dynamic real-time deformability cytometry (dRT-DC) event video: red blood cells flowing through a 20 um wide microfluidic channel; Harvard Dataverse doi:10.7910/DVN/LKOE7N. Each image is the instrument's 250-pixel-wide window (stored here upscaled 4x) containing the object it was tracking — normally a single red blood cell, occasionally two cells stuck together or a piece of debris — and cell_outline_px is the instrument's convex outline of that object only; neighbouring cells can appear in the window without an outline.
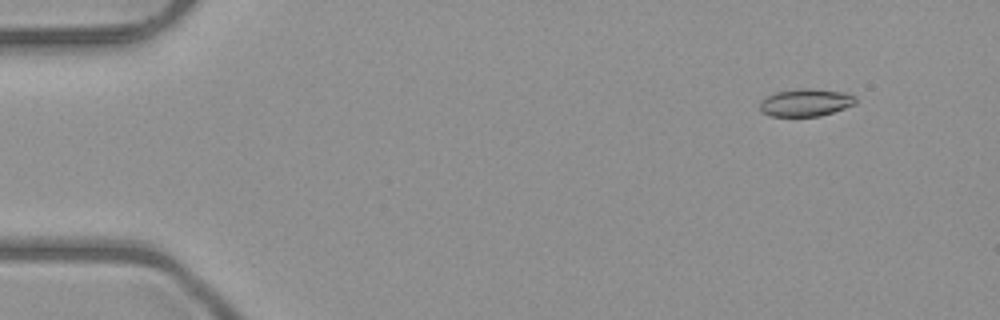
{"species": "common noctule bat (a hibernating species)", "species_latin": "Nyctalus noctula", "temperature_condition": "room temperature", "stored_images_in_passage": 53, "camera_frame_rate_fps": 3000, "um_per_image_px": 0.085, "animal": {"sex": "male", "body_mass_g": 23.1, "forearm_length_mm": 52.7}, "frame": {"image": 1, "passage_image": 6, "time_ms": 1.667, "image_size_px": [1000, 320], "cell_outline_px": [[856, 104], [820, 116], [768, 116], [760, 108], [760, 104], [768, 96], [776, 92], [800, 88], [808, 88], [848, 92], [856, 96]], "centroid_in_image_um": [68.54, 8.71], "position_along_channel_um": 16.5, "area_um2": 15.32}}
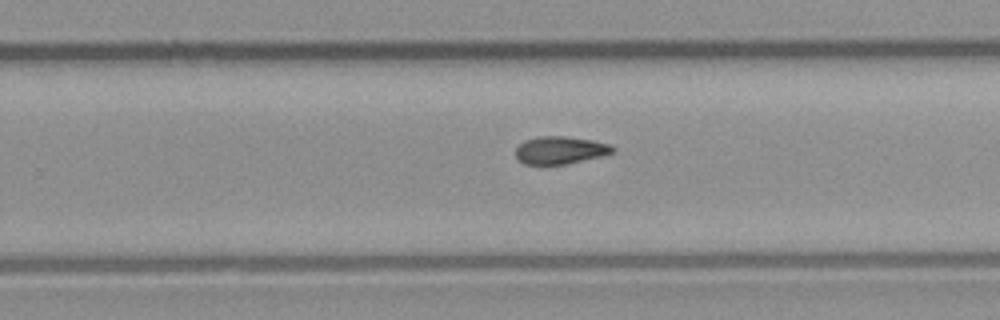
{"frame": {"image": 2, "passage_image": 34, "time_ms": 11.0, "image_size_px": [1000, 320], "cell_outline_px": [[616, 152], [600, 156], [564, 164], [524, 164], [516, 156], [516, 148], [524, 140], [540, 136], [564, 136], [592, 140], [608, 144], [616, 148]], "centroid_in_image_um": [47.62, 12.75], "position_along_channel_um": 282.2, "area_um2": 15.43}}
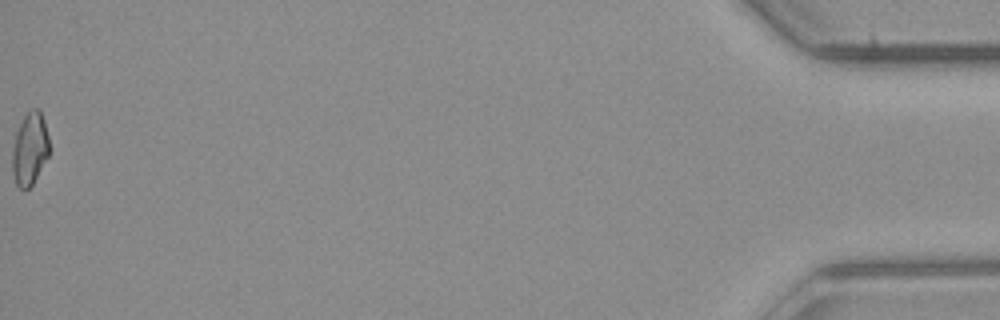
{"frame": {"image": 3, "passage_image": 53, "time_ms": 17.333, "image_size_px": [1000, 320], "cell_outline_px": [[48, 156], [32, 184], [24, 192], [16, 184], [12, 172], [12, 152], [16, 132], [24, 116], [32, 108], [40, 108], [44, 120], [48, 136]], "centroid_in_image_um": [2.52, 12.65], "position_along_channel_um": 432.7, "area_um2": 15.55}}